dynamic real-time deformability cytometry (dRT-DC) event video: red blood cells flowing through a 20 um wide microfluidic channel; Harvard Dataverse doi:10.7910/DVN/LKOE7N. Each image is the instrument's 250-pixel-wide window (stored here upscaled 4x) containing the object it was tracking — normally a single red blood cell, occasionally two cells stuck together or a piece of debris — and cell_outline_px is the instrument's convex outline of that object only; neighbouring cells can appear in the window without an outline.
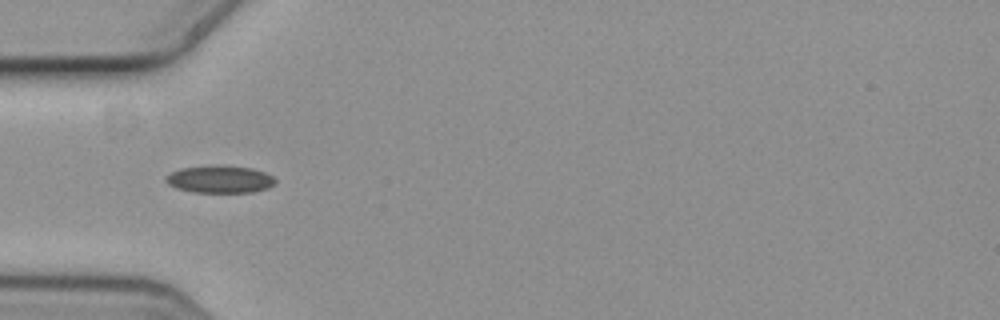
{"species": "common noctule bat (a hibernating species)", "species_latin": "Nyctalus noctula", "temperature_condition": "cold", "stored_images_in_passage": 5, "camera_frame_rate_fps": 3000, "um_per_image_px": 0.085, "animal": {"sex": "female", "body_mass_g": 19.3, "forearm_length_mm": 54.1}, "frame": {"image": 1, "passage_image": 3, "time_ms": 0.667, "image_size_px": [1000, 320], "cell_outline_px": [[276, 180], [268, 188], [252, 192], [192, 192], [176, 188], [168, 184], [164, 180], [164, 176], [180, 168], [252, 168], [264, 172], [272, 176]], "centroid_in_image_um": [18.65, 15.29], "position_along_channel_um": 66.3, "area_um2": 16.59}}
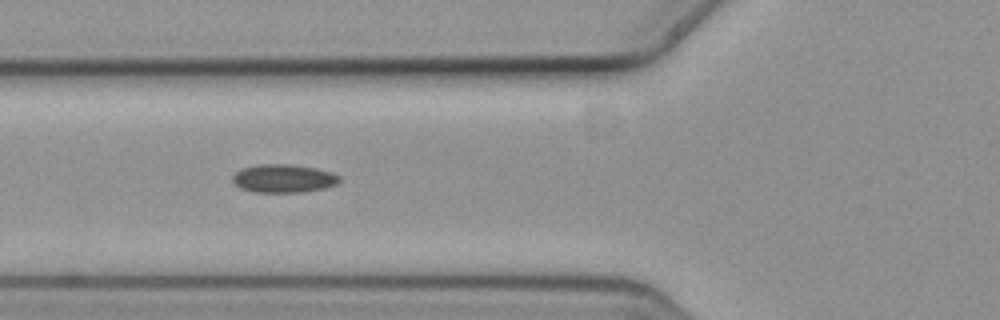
{"frame": {"image": 2, "passage_image": 4, "time_ms": 1.0, "image_size_px": [1000, 320], "cell_outline_px": [[340, 180], [336, 184], [324, 188], [304, 192], [252, 192], [240, 188], [232, 180], [232, 176], [240, 168], [260, 164], [292, 164], [316, 168], [332, 172], [340, 176]], "centroid_in_image_um": [24.09, 15.16], "position_along_channel_um": 101.7, "area_um2": 17.74}}
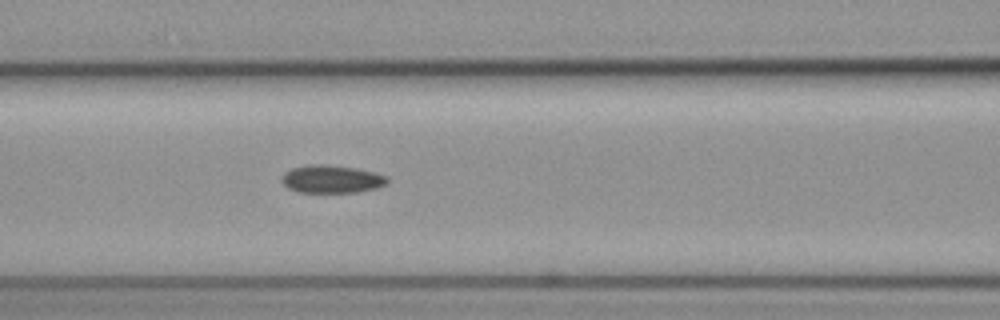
{"frame": {"image": 3, "passage_image": 5, "time_ms": 1.333, "image_size_px": [1000, 320], "cell_outline_px": [[388, 184], [376, 188], [356, 192], [300, 192], [288, 188], [280, 180], [280, 176], [284, 172], [292, 168], [308, 164], [320, 164], [352, 168], [372, 172], [388, 176]], "centroid_in_image_um": [28.15, 15.22], "position_along_channel_um": 138.4, "area_um2": 17.05}}